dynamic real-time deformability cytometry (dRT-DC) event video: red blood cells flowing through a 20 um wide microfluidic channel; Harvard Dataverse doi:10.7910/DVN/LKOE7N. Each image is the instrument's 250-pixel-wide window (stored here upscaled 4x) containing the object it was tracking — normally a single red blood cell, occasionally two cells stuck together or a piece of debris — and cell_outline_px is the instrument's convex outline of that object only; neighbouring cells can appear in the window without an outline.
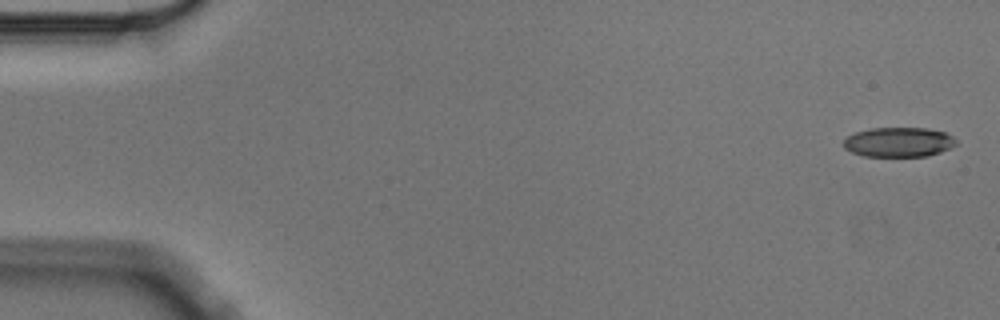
{"species": "Egyptian fruit bat (a non-hibernating species)", "species_latin": "Rousettus aegyptiacus", "temperature_condition": "cold", "stored_images_in_passage": 6, "camera_frame_rate_fps": 3000, "um_per_image_px": 0.085, "animal": {"sex": "male"}, "frame": {"image": 1, "passage_image": 1, "time_ms": 0.0, "image_size_px": [1000, 320], "cell_outline_px": [[956, 144], [940, 152], [928, 156], [864, 156], [852, 152], [844, 148], [844, 136], [856, 132], [872, 128], [928, 128], [944, 132], [952, 136], [956, 140]], "centroid_in_image_um": [76.36, 12.07], "position_along_channel_um": 8.6, "area_um2": 19.42}}
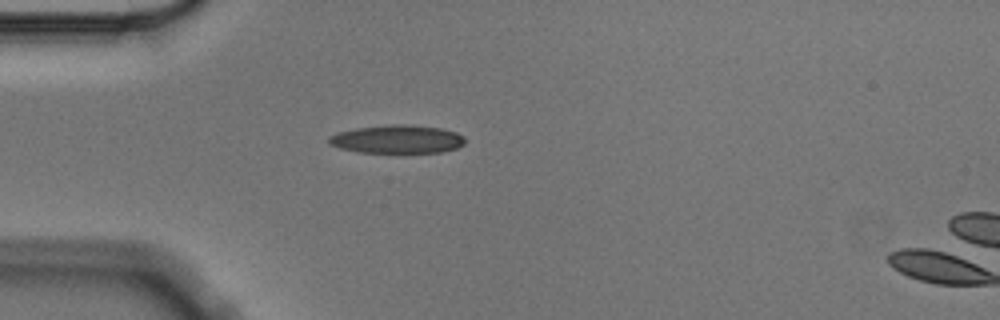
{"frame": {"image": 2, "passage_image": 5, "time_ms": 1.333, "image_size_px": [1000, 320], "cell_outline_px": [[464, 144], [456, 148], [440, 152], [356, 152], [340, 148], [328, 144], [328, 136], [340, 132], [356, 128], [392, 124], [412, 124], [440, 128], [456, 132], [464, 136]], "centroid_in_image_um": [33.75, 11.82], "position_along_channel_um": 51.2, "area_um2": 22.43}}